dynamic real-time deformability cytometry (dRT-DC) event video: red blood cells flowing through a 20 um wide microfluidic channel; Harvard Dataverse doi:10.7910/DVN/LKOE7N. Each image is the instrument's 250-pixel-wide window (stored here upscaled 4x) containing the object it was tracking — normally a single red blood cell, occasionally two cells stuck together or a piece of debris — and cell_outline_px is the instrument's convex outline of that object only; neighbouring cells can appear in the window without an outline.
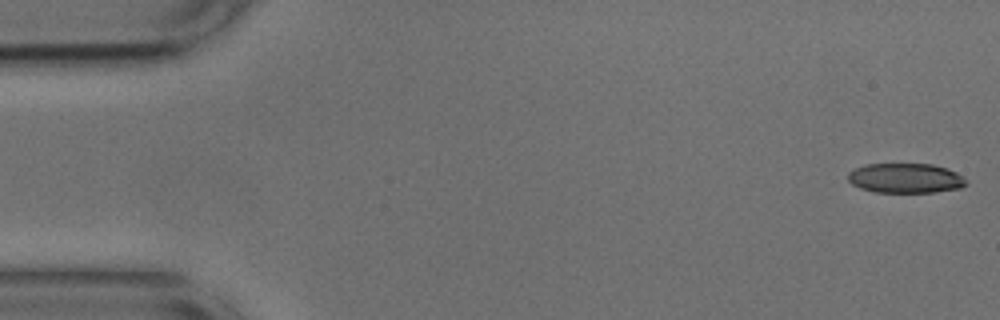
{"species": "common noctule bat (a hibernating species)", "species_latin": "Nyctalus noctula", "temperature_condition": "cold", "stored_images_in_passage": 52, "camera_frame_rate_fps": 3000, "um_per_image_px": 0.085, "animal": {"sex": "male", "body_mass_g": 17.9, "forearm_length_mm": 54.2}, "frame": {"image": 1, "passage_image": 1, "time_ms": 0.0, "image_size_px": [1000, 320], "cell_outline_px": [[968, 184], [960, 188], [932, 192], [876, 192], [860, 188], [852, 184], [848, 180], [848, 172], [864, 164], [932, 164], [948, 168], [964, 176]], "centroid_in_image_um": [76.98, 15.14], "position_along_channel_um": 8.0, "area_um2": 20.58}}
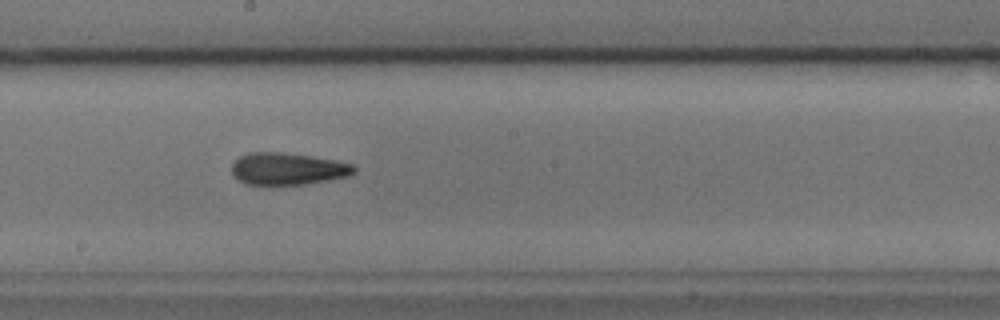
{"frame": {"image": 2, "passage_image": 28, "time_ms": 9.0, "image_size_px": [1000, 320], "cell_outline_px": [[356, 172], [348, 176], [328, 180], [304, 184], [268, 188], [244, 184], [232, 176], [232, 164], [240, 156], [248, 152], [280, 152], [312, 156], [336, 160], [352, 164], [356, 168]], "centroid_in_image_um": [24.39, 14.39], "position_along_channel_um": 223.8, "area_um2": 23.76}}
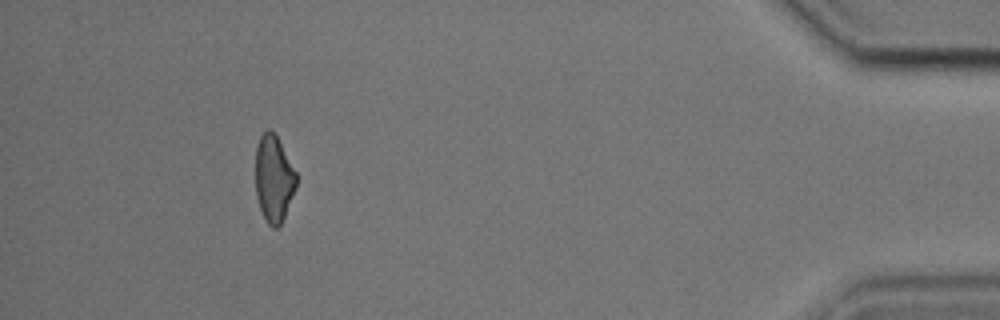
{"frame": {"image": 3, "passage_image": 48, "time_ms": 15.667, "image_size_px": [1000, 320], "cell_outline_px": [[296, 188], [284, 216], [280, 224], [276, 228], [272, 228], [268, 224], [260, 208], [256, 196], [256, 144], [260, 136], [268, 128], [272, 128], [276, 132], [296, 172]], "centroid_in_image_um": [23.27, 15.12], "position_along_channel_um": 411.9, "area_um2": 20.75}, "authors_computed_cell_mechanics": {"area_um2": 22.6287, "velocity_mm_per_s": 3.7605, "shape_relaxation_time_tau1_ms": 4.9907, "shape_relaxation_time_tau2_ms": 3.4999, "deformation_change_tau1": 0.1303, "deformation_change_tau2": 0.128}}